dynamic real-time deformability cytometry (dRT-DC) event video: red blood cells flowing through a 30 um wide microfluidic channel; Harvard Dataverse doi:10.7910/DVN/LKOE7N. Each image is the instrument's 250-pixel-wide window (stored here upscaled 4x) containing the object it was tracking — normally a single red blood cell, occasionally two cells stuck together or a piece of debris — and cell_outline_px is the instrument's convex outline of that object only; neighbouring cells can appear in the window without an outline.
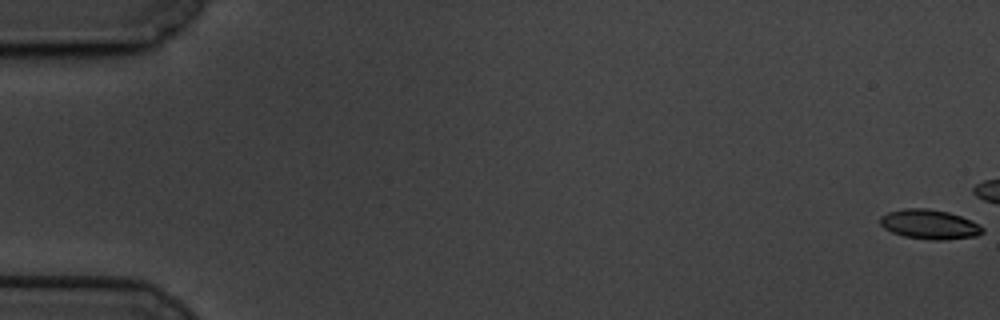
{"species": "common noctule bat (a hibernating species)", "species_latin": "Nyctalus noctula", "temperature_condition": "cold", "stored_images_in_passage": 20, "camera_frame_rate_fps": 3000, "um_per_image_px": 0.085, "animal": {"sex": "male", "body_mass_g": 19.5, "forearm_length_mm": 54.6}, "frame": {"image": 1, "passage_image": 1, "time_ms": 0.0, "image_size_px": [1000, 320], "cell_outline_px": [[984, 232], [976, 236], [944, 240], [928, 240], [904, 236], [892, 232], [884, 228], [880, 224], [880, 216], [888, 212], [904, 208], [928, 208], [948, 212], [960, 216], [980, 224], [984, 228]], "centroid_in_image_um": [79.01, 19.07], "position_along_channel_um": 6.0, "area_um2": 17.74}}